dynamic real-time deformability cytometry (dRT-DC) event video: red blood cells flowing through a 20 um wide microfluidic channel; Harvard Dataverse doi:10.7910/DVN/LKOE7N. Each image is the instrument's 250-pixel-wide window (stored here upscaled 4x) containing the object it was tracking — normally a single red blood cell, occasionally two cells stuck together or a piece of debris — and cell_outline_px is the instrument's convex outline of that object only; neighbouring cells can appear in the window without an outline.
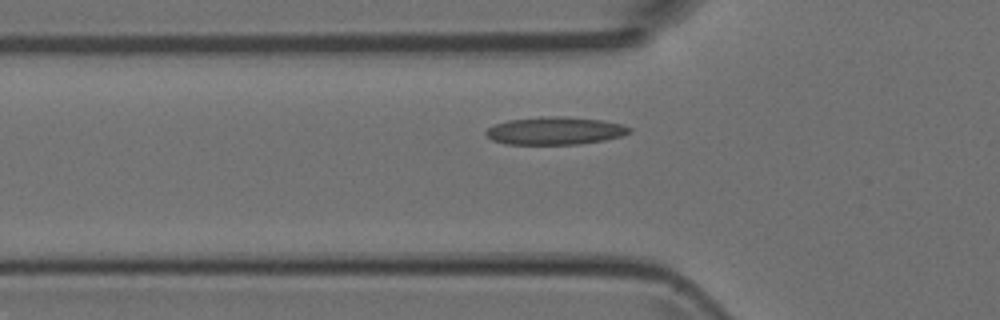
{"species": "Egyptian fruit bat (a non-hibernating species)", "species_latin": "Rousettus aegyptiacus", "temperature_condition": "room temperature", "stored_images_in_passage": 41, "camera_frame_rate_fps": 3000, "um_per_image_px": 0.085, "animal": {"sex": "female"}, "frame": {"image": 1, "passage_image": 12, "time_ms": 3.667, "image_size_px": [1000, 320], "cell_outline_px": [[632, 132], [620, 136], [604, 140], [580, 144], [504, 144], [492, 140], [484, 132], [488, 128], [496, 124], [508, 120], [540, 116], [560, 116], [604, 120], [620, 124], [632, 128]], "centroid_in_image_um": [47.18, 11.11], "position_along_channel_um": 78.6, "area_um2": 23.24}}
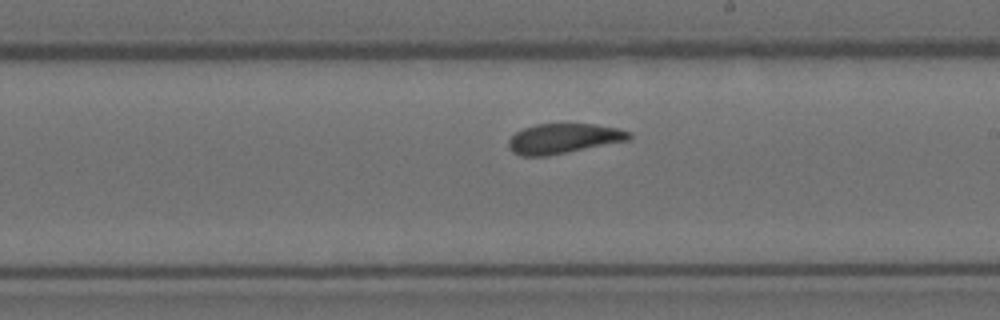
{"frame": {"image": 2, "passage_image": 24, "time_ms": 7.667, "image_size_px": [1000, 320], "cell_outline_px": [[632, 136], [628, 140], [548, 156], [520, 156], [512, 152], [508, 148], [508, 140], [516, 132], [524, 128], [536, 124], [596, 124], [616, 128], [632, 132]], "centroid_in_image_um": [47.87, 11.78], "position_along_channel_um": 241.1, "area_um2": 21.04}}
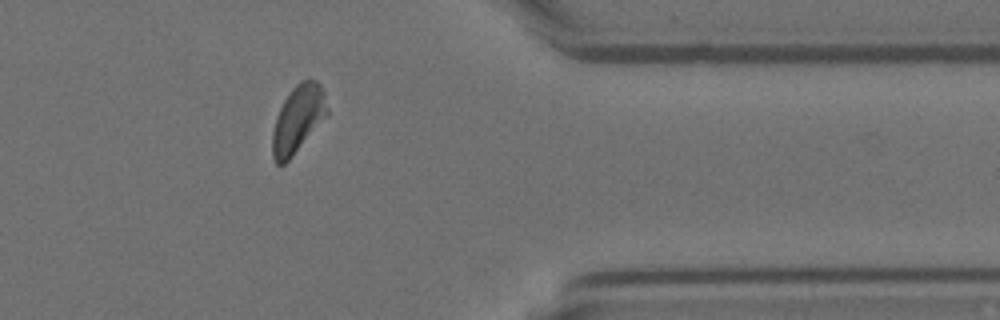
{"frame": {"image": 3, "passage_image": 36, "time_ms": 11.667, "image_size_px": [1000, 320], "cell_outline_px": [[328, 116], [292, 156], [284, 164], [276, 164], [272, 156], [272, 132], [276, 116], [288, 92], [300, 80], [316, 80], [320, 84], [324, 92], [328, 108]], "centroid_in_image_um": [25.33, 10.11], "position_along_channel_um": 386.1, "area_um2": 21.62}}